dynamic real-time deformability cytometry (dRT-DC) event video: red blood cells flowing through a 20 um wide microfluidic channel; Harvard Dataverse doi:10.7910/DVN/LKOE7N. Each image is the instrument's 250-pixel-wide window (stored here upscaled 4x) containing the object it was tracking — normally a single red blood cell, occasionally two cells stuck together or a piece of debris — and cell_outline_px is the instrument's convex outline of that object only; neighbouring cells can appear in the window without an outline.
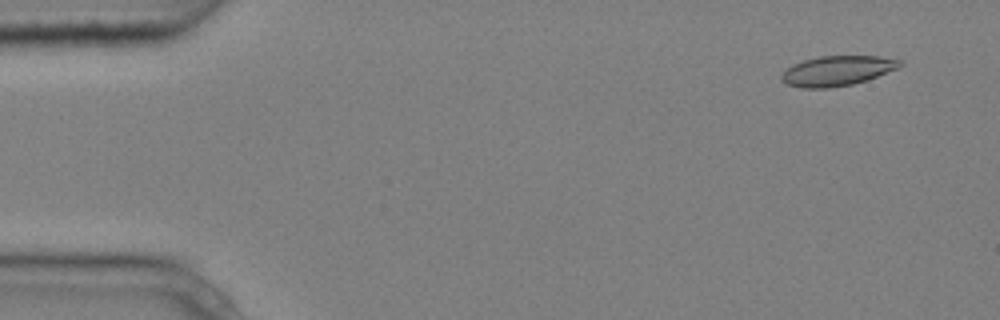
{"species": "common noctule bat (a hibernating species)", "species_latin": "Nyctalus noctula", "temperature_condition": "cold", "stored_images_in_passage": 6, "segment_of_instrument_passage": [2, 2], "camera_frame_rate_fps": 3000, "um_per_image_px": 0.085, "animal": {"sex": "male", "body_mass_g": 20.4}, "frame": {"image": 1, "passage_image": 6, "time_ms": 1.667, "image_size_px": [1000, 320], "cell_outline_px": [[904, 64], [896, 68], [868, 80], [852, 84], [828, 88], [800, 88], [788, 84], [780, 80], [780, 76], [792, 64], [804, 60], [820, 56], [880, 56], [904, 60]], "centroid_in_image_um": [71.17, 6.01], "position_along_channel_um": 13.8, "area_um2": 20.69}}